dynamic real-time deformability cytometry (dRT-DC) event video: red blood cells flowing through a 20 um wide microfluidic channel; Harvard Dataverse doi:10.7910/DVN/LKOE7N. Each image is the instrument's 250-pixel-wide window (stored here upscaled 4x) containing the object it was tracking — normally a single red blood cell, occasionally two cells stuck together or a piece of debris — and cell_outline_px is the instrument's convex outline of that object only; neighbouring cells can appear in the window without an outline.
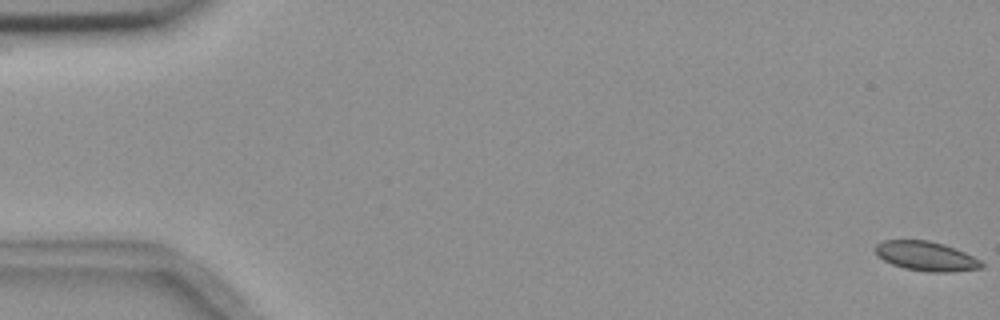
{"species": "common noctule bat (a hibernating species)", "species_latin": "Nyctalus noctula", "temperature_condition": "room temperature", "stored_images_in_passage": 5, "camera_frame_rate_fps": 3000, "um_per_image_px": 0.085, "animal": {"sex": "female", "body_mass_g": 18.4}, "frame": {"image": 1, "passage_image": 1, "time_ms": 0.0, "image_size_px": [1000, 320], "cell_outline_px": [[984, 268], [952, 272], [928, 272], [904, 268], [892, 264], [876, 256], [876, 244], [884, 240], [928, 240], [944, 244], [964, 252], [980, 260], [984, 264]], "centroid_in_image_um": [78.73, 21.78], "position_along_channel_um": 6.3, "area_um2": 18.26}}
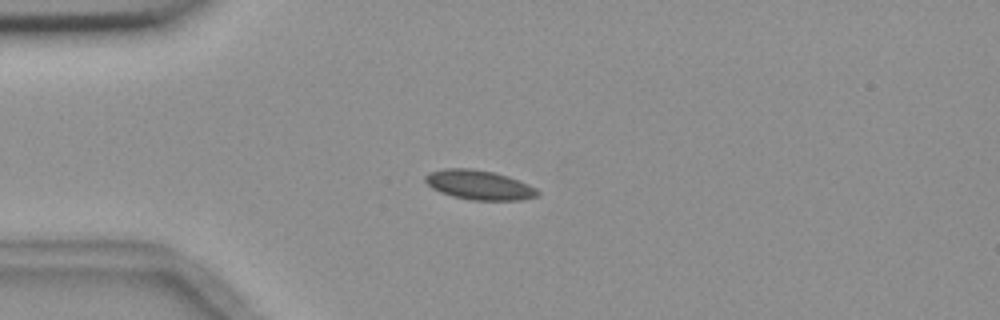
{"frame": {"image": 2, "passage_image": 5, "time_ms": 4.667, "image_size_px": [1000, 320], "cell_outline_px": [[540, 192], [536, 196], [520, 200], [472, 200], [452, 196], [440, 192], [432, 188], [424, 180], [424, 176], [428, 172], [444, 168], [472, 168], [496, 172], [508, 176], [528, 184], [536, 188]], "centroid_in_image_um": [40.7, 15.7], "position_along_channel_um": 44.3, "area_um2": 19.42}}